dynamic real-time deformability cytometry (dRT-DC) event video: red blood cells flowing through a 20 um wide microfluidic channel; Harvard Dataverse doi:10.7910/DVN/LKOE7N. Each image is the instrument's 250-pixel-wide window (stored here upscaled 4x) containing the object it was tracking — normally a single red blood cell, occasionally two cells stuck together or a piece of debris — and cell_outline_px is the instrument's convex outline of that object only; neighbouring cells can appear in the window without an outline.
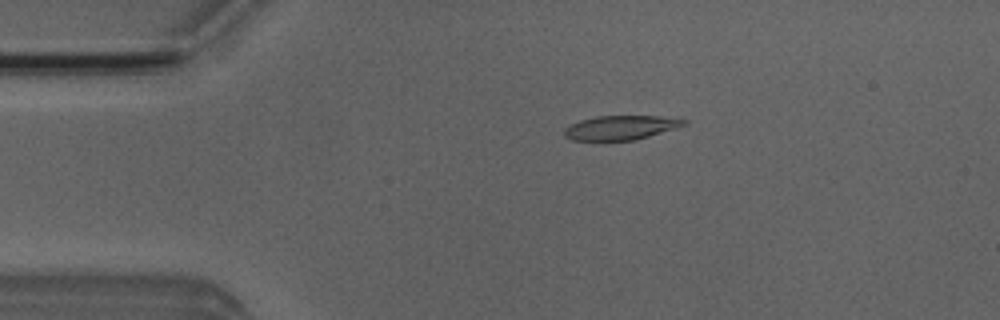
{"species": "Egyptian fruit bat (a non-hibernating species)", "species_latin": "Rousettus aegyptiacus", "temperature_condition": "room temperature", "stored_images_in_passage": 3, "camera_frame_rate_fps": 3000, "um_per_image_px": 0.085, "animal": {"sex": "male"}, "frame": {"image": 1, "passage_image": 3, "time_ms": 2.333, "image_size_px": [1000, 320], "cell_outline_px": [[688, 124], [676, 128], [636, 140], [572, 140], [564, 136], [564, 128], [580, 120], [596, 116], [680, 116], [688, 120]], "centroid_in_image_um": [52.86, 10.83], "position_along_channel_um": 32.1, "area_um2": 17.17}}